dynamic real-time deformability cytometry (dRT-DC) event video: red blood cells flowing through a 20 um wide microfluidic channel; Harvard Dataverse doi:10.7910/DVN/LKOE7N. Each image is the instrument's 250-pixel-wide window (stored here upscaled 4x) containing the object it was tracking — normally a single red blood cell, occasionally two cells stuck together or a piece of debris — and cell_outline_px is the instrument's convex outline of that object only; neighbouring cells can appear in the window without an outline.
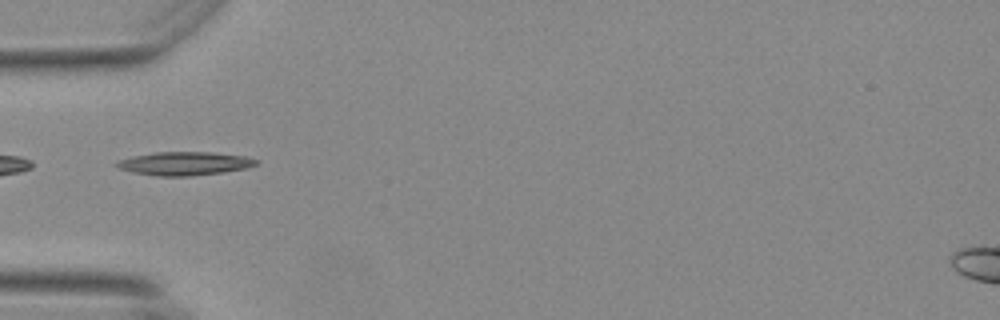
{"species": "Egyptian fruit bat (a non-hibernating species)", "species_latin": "Rousettus aegyptiacus", "temperature_condition": "warm", "stored_images_in_passage": 38, "camera_frame_rate_fps": 3000, "um_per_image_px": 0.085, "animal": {"sex": "female"}, "frame": {"image": 1, "passage_image": 1, "time_ms": 0.0, "image_size_px": [1000, 320], "cell_outline_px": [[260, 160], [256, 164], [248, 168], [224, 172], [188, 176], [156, 176], [132, 172], [120, 168], [112, 164], [116, 160], [132, 156], [156, 152], [212, 152], [248, 156]], "centroid_in_image_um": [15.69, 13.89], "position_along_channel_um": 69.3, "area_um2": 19.31}}
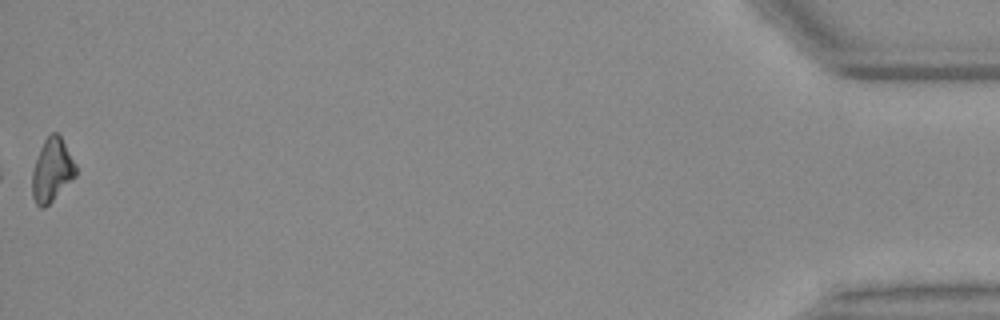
{"frame": {"image": 2, "passage_image": 38, "time_ms": 12.333, "image_size_px": [1000, 320], "cell_outline_px": [[76, 176], [44, 208], [40, 208], [36, 204], [32, 196], [32, 172], [40, 148], [44, 140], [52, 132], [56, 132], [60, 136], [76, 164]], "centroid_in_image_um": [4.41, 14.47], "position_along_channel_um": 430.8, "area_um2": 15.84}}